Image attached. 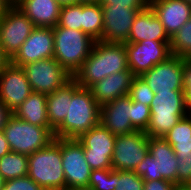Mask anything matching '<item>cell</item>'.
<instances>
[{
  "instance_id": "cell-1",
  "label": "cell",
  "mask_w": 191,
  "mask_h": 190,
  "mask_svg": "<svg viewBox=\"0 0 191 190\" xmlns=\"http://www.w3.org/2000/svg\"><path fill=\"white\" fill-rule=\"evenodd\" d=\"M129 70L125 44L96 41L89 56L72 78L82 88H90L108 75Z\"/></svg>"
},
{
  "instance_id": "cell-2",
  "label": "cell",
  "mask_w": 191,
  "mask_h": 190,
  "mask_svg": "<svg viewBox=\"0 0 191 190\" xmlns=\"http://www.w3.org/2000/svg\"><path fill=\"white\" fill-rule=\"evenodd\" d=\"M101 106L96 102L89 88L80 87L69 100L68 113L54 130L55 138L78 139L100 124Z\"/></svg>"
},
{
  "instance_id": "cell-3",
  "label": "cell",
  "mask_w": 191,
  "mask_h": 190,
  "mask_svg": "<svg viewBox=\"0 0 191 190\" xmlns=\"http://www.w3.org/2000/svg\"><path fill=\"white\" fill-rule=\"evenodd\" d=\"M28 177L45 190H66L62 168V138L28 155Z\"/></svg>"
},
{
  "instance_id": "cell-4",
  "label": "cell",
  "mask_w": 191,
  "mask_h": 190,
  "mask_svg": "<svg viewBox=\"0 0 191 190\" xmlns=\"http://www.w3.org/2000/svg\"><path fill=\"white\" fill-rule=\"evenodd\" d=\"M150 121L144 131L149 137H163L189 113L183 90L157 91L150 105Z\"/></svg>"
},
{
  "instance_id": "cell-5",
  "label": "cell",
  "mask_w": 191,
  "mask_h": 190,
  "mask_svg": "<svg viewBox=\"0 0 191 190\" xmlns=\"http://www.w3.org/2000/svg\"><path fill=\"white\" fill-rule=\"evenodd\" d=\"M53 35V57L73 76L91 53L96 40L82 31L58 25L53 27Z\"/></svg>"
},
{
  "instance_id": "cell-6",
  "label": "cell",
  "mask_w": 191,
  "mask_h": 190,
  "mask_svg": "<svg viewBox=\"0 0 191 190\" xmlns=\"http://www.w3.org/2000/svg\"><path fill=\"white\" fill-rule=\"evenodd\" d=\"M11 152L30 155L49 146L54 140L50 127L33 125L11 115L3 128Z\"/></svg>"
},
{
  "instance_id": "cell-7",
  "label": "cell",
  "mask_w": 191,
  "mask_h": 190,
  "mask_svg": "<svg viewBox=\"0 0 191 190\" xmlns=\"http://www.w3.org/2000/svg\"><path fill=\"white\" fill-rule=\"evenodd\" d=\"M143 180H167L176 185L177 157L164 137H149L145 159L134 170Z\"/></svg>"
},
{
  "instance_id": "cell-8",
  "label": "cell",
  "mask_w": 191,
  "mask_h": 190,
  "mask_svg": "<svg viewBox=\"0 0 191 190\" xmlns=\"http://www.w3.org/2000/svg\"><path fill=\"white\" fill-rule=\"evenodd\" d=\"M33 92L51 94L66 82L72 75L54 58L30 62L22 66Z\"/></svg>"
},
{
  "instance_id": "cell-9",
  "label": "cell",
  "mask_w": 191,
  "mask_h": 190,
  "mask_svg": "<svg viewBox=\"0 0 191 190\" xmlns=\"http://www.w3.org/2000/svg\"><path fill=\"white\" fill-rule=\"evenodd\" d=\"M149 150V136L140 130L129 134L117 135L113 156V170L134 171L138 164L145 159Z\"/></svg>"
},
{
  "instance_id": "cell-10",
  "label": "cell",
  "mask_w": 191,
  "mask_h": 190,
  "mask_svg": "<svg viewBox=\"0 0 191 190\" xmlns=\"http://www.w3.org/2000/svg\"><path fill=\"white\" fill-rule=\"evenodd\" d=\"M115 138L116 135L99 124L77 139L84 148L86 161L92 170L112 169Z\"/></svg>"
},
{
  "instance_id": "cell-11",
  "label": "cell",
  "mask_w": 191,
  "mask_h": 190,
  "mask_svg": "<svg viewBox=\"0 0 191 190\" xmlns=\"http://www.w3.org/2000/svg\"><path fill=\"white\" fill-rule=\"evenodd\" d=\"M34 27L32 21L16 6H12L0 18V44L10 60L30 36Z\"/></svg>"
},
{
  "instance_id": "cell-12",
  "label": "cell",
  "mask_w": 191,
  "mask_h": 190,
  "mask_svg": "<svg viewBox=\"0 0 191 190\" xmlns=\"http://www.w3.org/2000/svg\"><path fill=\"white\" fill-rule=\"evenodd\" d=\"M62 168L66 189L88 188L92 169L86 161L84 148L77 139L62 138Z\"/></svg>"
},
{
  "instance_id": "cell-13",
  "label": "cell",
  "mask_w": 191,
  "mask_h": 190,
  "mask_svg": "<svg viewBox=\"0 0 191 190\" xmlns=\"http://www.w3.org/2000/svg\"><path fill=\"white\" fill-rule=\"evenodd\" d=\"M129 70L141 76L154 65L171 56L170 41L144 40L138 43H125Z\"/></svg>"
},
{
  "instance_id": "cell-14",
  "label": "cell",
  "mask_w": 191,
  "mask_h": 190,
  "mask_svg": "<svg viewBox=\"0 0 191 190\" xmlns=\"http://www.w3.org/2000/svg\"><path fill=\"white\" fill-rule=\"evenodd\" d=\"M184 63V58L171 55L165 61L154 65L149 71L143 73L141 77L154 93L184 90Z\"/></svg>"
},
{
  "instance_id": "cell-15",
  "label": "cell",
  "mask_w": 191,
  "mask_h": 190,
  "mask_svg": "<svg viewBox=\"0 0 191 190\" xmlns=\"http://www.w3.org/2000/svg\"><path fill=\"white\" fill-rule=\"evenodd\" d=\"M31 93L23 68L10 62L0 74V101L13 113Z\"/></svg>"
},
{
  "instance_id": "cell-16",
  "label": "cell",
  "mask_w": 191,
  "mask_h": 190,
  "mask_svg": "<svg viewBox=\"0 0 191 190\" xmlns=\"http://www.w3.org/2000/svg\"><path fill=\"white\" fill-rule=\"evenodd\" d=\"M54 56V35L53 28L35 26L21 45L19 51L10 60L13 65H23L52 58Z\"/></svg>"
},
{
  "instance_id": "cell-17",
  "label": "cell",
  "mask_w": 191,
  "mask_h": 190,
  "mask_svg": "<svg viewBox=\"0 0 191 190\" xmlns=\"http://www.w3.org/2000/svg\"><path fill=\"white\" fill-rule=\"evenodd\" d=\"M103 10V32L102 41L105 43L125 44L127 43L131 26L137 13L141 10H134L126 7H109L101 5Z\"/></svg>"
},
{
  "instance_id": "cell-18",
  "label": "cell",
  "mask_w": 191,
  "mask_h": 190,
  "mask_svg": "<svg viewBox=\"0 0 191 190\" xmlns=\"http://www.w3.org/2000/svg\"><path fill=\"white\" fill-rule=\"evenodd\" d=\"M131 117L132 100L128 95L101 105L100 124L116 136L137 130L131 123Z\"/></svg>"
},
{
  "instance_id": "cell-19",
  "label": "cell",
  "mask_w": 191,
  "mask_h": 190,
  "mask_svg": "<svg viewBox=\"0 0 191 190\" xmlns=\"http://www.w3.org/2000/svg\"><path fill=\"white\" fill-rule=\"evenodd\" d=\"M149 6L170 38L191 18V5L185 0H152Z\"/></svg>"
},
{
  "instance_id": "cell-20",
  "label": "cell",
  "mask_w": 191,
  "mask_h": 190,
  "mask_svg": "<svg viewBox=\"0 0 191 190\" xmlns=\"http://www.w3.org/2000/svg\"><path fill=\"white\" fill-rule=\"evenodd\" d=\"M147 39L171 41L161 21L149 5L137 13L131 26L127 43H138Z\"/></svg>"
},
{
  "instance_id": "cell-21",
  "label": "cell",
  "mask_w": 191,
  "mask_h": 190,
  "mask_svg": "<svg viewBox=\"0 0 191 190\" xmlns=\"http://www.w3.org/2000/svg\"><path fill=\"white\" fill-rule=\"evenodd\" d=\"M135 75L130 70H124L106 76L93 84L89 89L96 102L101 106L119 97L128 95Z\"/></svg>"
},
{
  "instance_id": "cell-22",
  "label": "cell",
  "mask_w": 191,
  "mask_h": 190,
  "mask_svg": "<svg viewBox=\"0 0 191 190\" xmlns=\"http://www.w3.org/2000/svg\"><path fill=\"white\" fill-rule=\"evenodd\" d=\"M16 7L34 26L53 28L58 24L61 5L56 0H23Z\"/></svg>"
},
{
  "instance_id": "cell-23",
  "label": "cell",
  "mask_w": 191,
  "mask_h": 190,
  "mask_svg": "<svg viewBox=\"0 0 191 190\" xmlns=\"http://www.w3.org/2000/svg\"><path fill=\"white\" fill-rule=\"evenodd\" d=\"M81 86L71 78L63 86L46 96L47 116L50 128L54 131L65 119L68 113L69 100Z\"/></svg>"
},
{
  "instance_id": "cell-24",
  "label": "cell",
  "mask_w": 191,
  "mask_h": 190,
  "mask_svg": "<svg viewBox=\"0 0 191 190\" xmlns=\"http://www.w3.org/2000/svg\"><path fill=\"white\" fill-rule=\"evenodd\" d=\"M46 96V94L32 91L12 114L33 125L50 127Z\"/></svg>"
},
{
  "instance_id": "cell-25",
  "label": "cell",
  "mask_w": 191,
  "mask_h": 190,
  "mask_svg": "<svg viewBox=\"0 0 191 190\" xmlns=\"http://www.w3.org/2000/svg\"><path fill=\"white\" fill-rule=\"evenodd\" d=\"M163 137L175 153H191V114L181 118Z\"/></svg>"
},
{
  "instance_id": "cell-26",
  "label": "cell",
  "mask_w": 191,
  "mask_h": 190,
  "mask_svg": "<svg viewBox=\"0 0 191 190\" xmlns=\"http://www.w3.org/2000/svg\"><path fill=\"white\" fill-rule=\"evenodd\" d=\"M103 10L99 3H82V32L102 41Z\"/></svg>"
},
{
  "instance_id": "cell-27",
  "label": "cell",
  "mask_w": 191,
  "mask_h": 190,
  "mask_svg": "<svg viewBox=\"0 0 191 190\" xmlns=\"http://www.w3.org/2000/svg\"><path fill=\"white\" fill-rule=\"evenodd\" d=\"M0 174L5 181L28 174V155L9 152L0 158Z\"/></svg>"
},
{
  "instance_id": "cell-28",
  "label": "cell",
  "mask_w": 191,
  "mask_h": 190,
  "mask_svg": "<svg viewBox=\"0 0 191 190\" xmlns=\"http://www.w3.org/2000/svg\"><path fill=\"white\" fill-rule=\"evenodd\" d=\"M171 55L191 59V18L171 37Z\"/></svg>"
},
{
  "instance_id": "cell-29",
  "label": "cell",
  "mask_w": 191,
  "mask_h": 190,
  "mask_svg": "<svg viewBox=\"0 0 191 190\" xmlns=\"http://www.w3.org/2000/svg\"><path fill=\"white\" fill-rule=\"evenodd\" d=\"M82 3L61 6L58 26L82 31Z\"/></svg>"
},
{
  "instance_id": "cell-30",
  "label": "cell",
  "mask_w": 191,
  "mask_h": 190,
  "mask_svg": "<svg viewBox=\"0 0 191 190\" xmlns=\"http://www.w3.org/2000/svg\"><path fill=\"white\" fill-rule=\"evenodd\" d=\"M115 190H143L144 180L134 171L114 170Z\"/></svg>"
},
{
  "instance_id": "cell-31",
  "label": "cell",
  "mask_w": 191,
  "mask_h": 190,
  "mask_svg": "<svg viewBox=\"0 0 191 190\" xmlns=\"http://www.w3.org/2000/svg\"><path fill=\"white\" fill-rule=\"evenodd\" d=\"M89 190H115L114 187V170L97 169L91 170Z\"/></svg>"
},
{
  "instance_id": "cell-32",
  "label": "cell",
  "mask_w": 191,
  "mask_h": 190,
  "mask_svg": "<svg viewBox=\"0 0 191 190\" xmlns=\"http://www.w3.org/2000/svg\"><path fill=\"white\" fill-rule=\"evenodd\" d=\"M154 92L141 76H135L129 89L128 96L132 101L141 102L147 106L151 105Z\"/></svg>"
},
{
  "instance_id": "cell-33",
  "label": "cell",
  "mask_w": 191,
  "mask_h": 190,
  "mask_svg": "<svg viewBox=\"0 0 191 190\" xmlns=\"http://www.w3.org/2000/svg\"><path fill=\"white\" fill-rule=\"evenodd\" d=\"M177 157L176 185L188 186L191 183V153H175Z\"/></svg>"
},
{
  "instance_id": "cell-34",
  "label": "cell",
  "mask_w": 191,
  "mask_h": 190,
  "mask_svg": "<svg viewBox=\"0 0 191 190\" xmlns=\"http://www.w3.org/2000/svg\"><path fill=\"white\" fill-rule=\"evenodd\" d=\"M150 106L132 101V125L140 131H145L150 121Z\"/></svg>"
},
{
  "instance_id": "cell-35",
  "label": "cell",
  "mask_w": 191,
  "mask_h": 190,
  "mask_svg": "<svg viewBox=\"0 0 191 190\" xmlns=\"http://www.w3.org/2000/svg\"><path fill=\"white\" fill-rule=\"evenodd\" d=\"M3 190H45L35 183L30 177L11 179L5 181Z\"/></svg>"
},
{
  "instance_id": "cell-36",
  "label": "cell",
  "mask_w": 191,
  "mask_h": 190,
  "mask_svg": "<svg viewBox=\"0 0 191 190\" xmlns=\"http://www.w3.org/2000/svg\"><path fill=\"white\" fill-rule=\"evenodd\" d=\"M184 101L189 114H191V59H185L184 63Z\"/></svg>"
},
{
  "instance_id": "cell-37",
  "label": "cell",
  "mask_w": 191,
  "mask_h": 190,
  "mask_svg": "<svg viewBox=\"0 0 191 190\" xmlns=\"http://www.w3.org/2000/svg\"><path fill=\"white\" fill-rule=\"evenodd\" d=\"M100 5L109 7H126L129 6L134 10H143L149 3L146 0H99Z\"/></svg>"
},
{
  "instance_id": "cell-38",
  "label": "cell",
  "mask_w": 191,
  "mask_h": 190,
  "mask_svg": "<svg viewBox=\"0 0 191 190\" xmlns=\"http://www.w3.org/2000/svg\"><path fill=\"white\" fill-rule=\"evenodd\" d=\"M177 185L167 180H144L143 190H175Z\"/></svg>"
},
{
  "instance_id": "cell-39",
  "label": "cell",
  "mask_w": 191,
  "mask_h": 190,
  "mask_svg": "<svg viewBox=\"0 0 191 190\" xmlns=\"http://www.w3.org/2000/svg\"><path fill=\"white\" fill-rule=\"evenodd\" d=\"M12 112L0 101V131L6 126V123Z\"/></svg>"
},
{
  "instance_id": "cell-40",
  "label": "cell",
  "mask_w": 191,
  "mask_h": 190,
  "mask_svg": "<svg viewBox=\"0 0 191 190\" xmlns=\"http://www.w3.org/2000/svg\"><path fill=\"white\" fill-rule=\"evenodd\" d=\"M10 152L3 130L0 131V158Z\"/></svg>"
},
{
  "instance_id": "cell-41",
  "label": "cell",
  "mask_w": 191,
  "mask_h": 190,
  "mask_svg": "<svg viewBox=\"0 0 191 190\" xmlns=\"http://www.w3.org/2000/svg\"><path fill=\"white\" fill-rule=\"evenodd\" d=\"M10 63V59L4 54L2 46L0 44V74L3 69Z\"/></svg>"
},
{
  "instance_id": "cell-42",
  "label": "cell",
  "mask_w": 191,
  "mask_h": 190,
  "mask_svg": "<svg viewBox=\"0 0 191 190\" xmlns=\"http://www.w3.org/2000/svg\"><path fill=\"white\" fill-rule=\"evenodd\" d=\"M8 0H0V18L11 8Z\"/></svg>"
},
{
  "instance_id": "cell-43",
  "label": "cell",
  "mask_w": 191,
  "mask_h": 190,
  "mask_svg": "<svg viewBox=\"0 0 191 190\" xmlns=\"http://www.w3.org/2000/svg\"><path fill=\"white\" fill-rule=\"evenodd\" d=\"M61 6L77 3V0H56Z\"/></svg>"
},
{
  "instance_id": "cell-44",
  "label": "cell",
  "mask_w": 191,
  "mask_h": 190,
  "mask_svg": "<svg viewBox=\"0 0 191 190\" xmlns=\"http://www.w3.org/2000/svg\"><path fill=\"white\" fill-rule=\"evenodd\" d=\"M77 3H99V0H77Z\"/></svg>"
},
{
  "instance_id": "cell-45",
  "label": "cell",
  "mask_w": 191,
  "mask_h": 190,
  "mask_svg": "<svg viewBox=\"0 0 191 190\" xmlns=\"http://www.w3.org/2000/svg\"><path fill=\"white\" fill-rule=\"evenodd\" d=\"M22 1L23 0H8V2L11 4V6H17Z\"/></svg>"
},
{
  "instance_id": "cell-46",
  "label": "cell",
  "mask_w": 191,
  "mask_h": 190,
  "mask_svg": "<svg viewBox=\"0 0 191 190\" xmlns=\"http://www.w3.org/2000/svg\"><path fill=\"white\" fill-rule=\"evenodd\" d=\"M4 184H5V180L0 174V190H3Z\"/></svg>"
},
{
  "instance_id": "cell-47",
  "label": "cell",
  "mask_w": 191,
  "mask_h": 190,
  "mask_svg": "<svg viewBox=\"0 0 191 190\" xmlns=\"http://www.w3.org/2000/svg\"><path fill=\"white\" fill-rule=\"evenodd\" d=\"M175 190H191L188 186H177Z\"/></svg>"
},
{
  "instance_id": "cell-48",
  "label": "cell",
  "mask_w": 191,
  "mask_h": 190,
  "mask_svg": "<svg viewBox=\"0 0 191 190\" xmlns=\"http://www.w3.org/2000/svg\"><path fill=\"white\" fill-rule=\"evenodd\" d=\"M66 190H89L87 188H81V189H66Z\"/></svg>"
},
{
  "instance_id": "cell-49",
  "label": "cell",
  "mask_w": 191,
  "mask_h": 190,
  "mask_svg": "<svg viewBox=\"0 0 191 190\" xmlns=\"http://www.w3.org/2000/svg\"><path fill=\"white\" fill-rule=\"evenodd\" d=\"M188 4L191 5V0H185Z\"/></svg>"
}]
</instances>
